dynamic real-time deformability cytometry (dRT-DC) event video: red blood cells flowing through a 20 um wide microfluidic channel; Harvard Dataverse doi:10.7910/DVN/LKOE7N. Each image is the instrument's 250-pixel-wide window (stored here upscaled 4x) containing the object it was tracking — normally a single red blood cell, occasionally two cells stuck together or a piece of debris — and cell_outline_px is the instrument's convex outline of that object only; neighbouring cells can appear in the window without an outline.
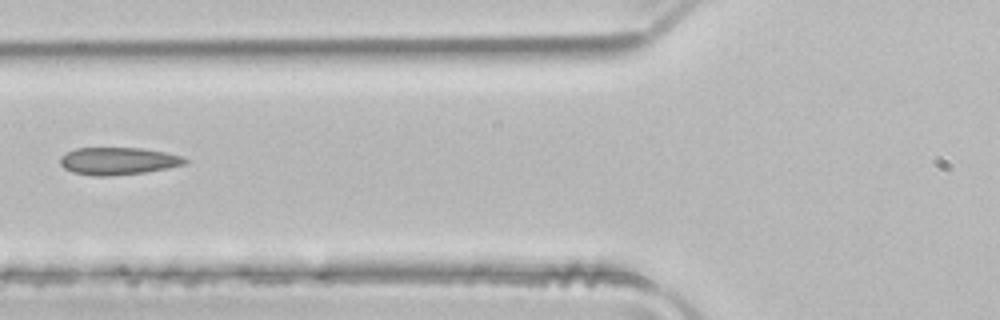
{"species": "common noctule bat (a hibernating species)", "species_latin": "Nyctalus noctula", "temperature_condition": "room temperature", "stored_images_in_passage": 4, "camera_frame_rate_fps": 3000, "um_per_image_px": 0.085, "animal": {"sex": "male", "body_mass_g": 21.5, "forearm_length_mm": 52.0}, "frame": {"image": 1, "passage_image": 4, "time_ms": 1.0, "image_size_px": [1000, 320], "cell_outline_px": [[188, 160], [184, 164], [168, 168], [144, 172], [112, 176], [92, 176], [72, 172], [64, 168], [60, 164], [60, 156], [76, 148], [140, 148], [164, 152], [184, 156]], "centroid_in_image_um": [10.03, 13.69], "position_along_channel_um": 115.8, "area_um2": 19.94}}